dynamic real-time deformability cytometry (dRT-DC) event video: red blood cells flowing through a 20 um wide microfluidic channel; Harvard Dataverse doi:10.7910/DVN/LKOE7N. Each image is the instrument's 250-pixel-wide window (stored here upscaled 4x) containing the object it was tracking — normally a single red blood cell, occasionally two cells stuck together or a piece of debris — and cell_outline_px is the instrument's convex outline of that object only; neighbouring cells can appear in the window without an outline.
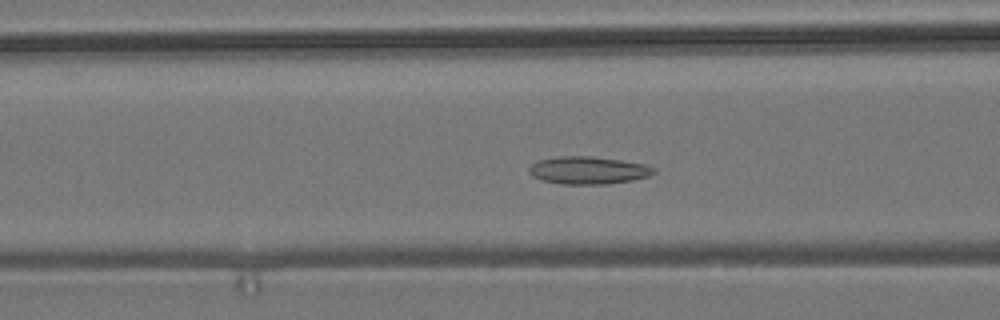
{"species": "common noctule bat (a hibernating species)", "species_latin": "Nyctalus noctula", "temperature_condition": "room temperature", "stored_images_in_passage": 45, "camera_frame_rate_fps": 3000, "um_per_image_px": 0.085, "animal": {"sex": "male", "body_mass_g": 19.2, "forearm_length_mm": 51.8}, "frame": {"image": 1, "passage_image": 17, "time_ms": 5.333, "image_size_px": [1000, 320], "cell_outline_px": [[656, 172], [648, 176], [632, 180], [608, 184], [560, 184], [544, 180], [532, 176], [528, 172], [528, 168], [532, 164], [540, 160], [560, 156], [588, 156], [620, 160], [644, 164], [656, 168]], "centroid_in_image_um": [50.0, 14.48], "position_along_channel_um": 116.6, "area_um2": 19.94}}
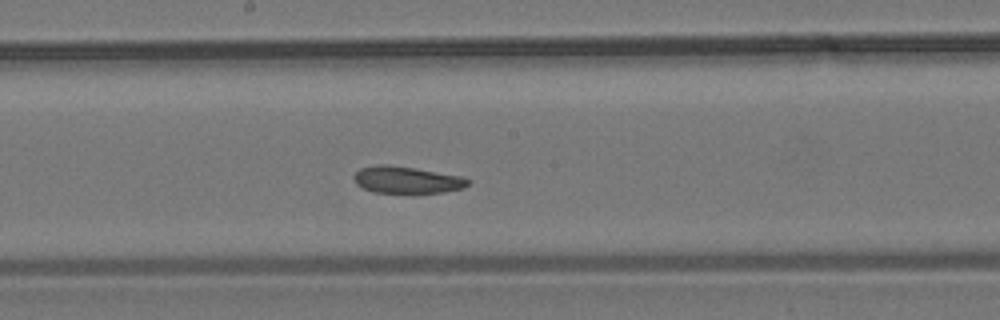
{"frame": {"image": 2, "passage_image": 25, "time_ms": 8.0, "image_size_px": [1000, 320], "cell_outline_px": [[472, 180], [464, 188], [444, 192], [372, 192], [356, 184], [352, 176], [360, 168], [376, 164], [388, 164], [416, 168], [464, 176]], "centroid_in_image_um": [34.59, 15.27], "position_along_channel_um": 213.6, "area_um2": 18.03}}
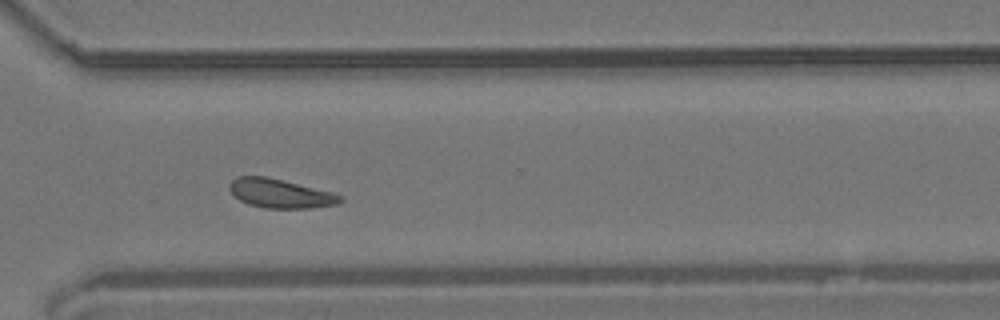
{"frame": {"image": 3, "passage_image": 36, "time_ms": 11.667, "image_size_px": [1000, 320], "cell_outline_px": [[344, 200], [340, 204], [312, 208], [264, 208], [248, 204], [240, 200], [228, 188], [228, 184], [236, 176], [268, 176], [332, 192], [344, 196]], "centroid_in_image_um": [23.86, 16.44], "position_along_channel_um": 346.7, "area_um2": 18.96}, "authors_computed_cell_mechanics": {"area_um2": 18.8428, "velocity_mm_per_s": 3.6388, "shape_relaxation_time_tau1_ms": null, "shape_relaxation_time_tau2_ms": 4.429, "deformation_change_tau1": null, "deformation_change_tau2": 0.1086}}